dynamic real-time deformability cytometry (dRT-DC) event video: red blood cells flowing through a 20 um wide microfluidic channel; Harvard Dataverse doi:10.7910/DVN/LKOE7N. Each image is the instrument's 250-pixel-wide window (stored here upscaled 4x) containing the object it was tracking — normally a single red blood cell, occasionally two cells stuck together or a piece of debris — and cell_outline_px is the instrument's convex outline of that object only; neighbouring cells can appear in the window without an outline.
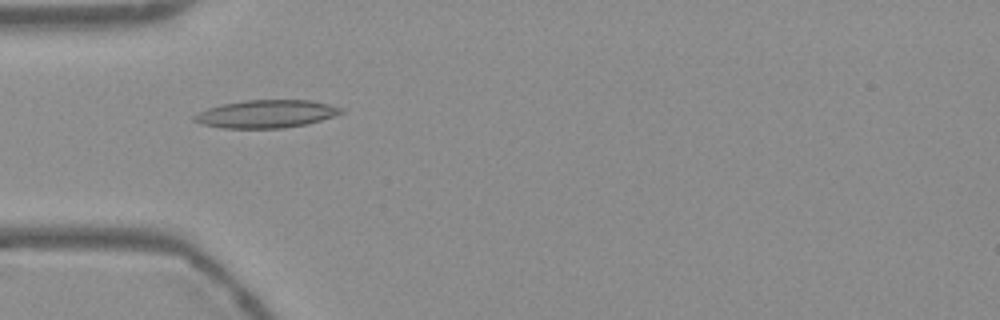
{"species": "Egyptian fruit bat (a non-hibernating species)", "species_latin": "Rousettus aegyptiacus", "temperature_condition": "warm", "stored_images_in_passage": 53, "camera_frame_rate_fps": 3000, "um_per_image_px": 0.085, "frame": {"image": 1, "passage_image": 16, "time_ms": 5.0, "image_size_px": [1000, 320], "cell_outline_px": [[344, 112], [320, 120], [304, 124], [284, 128], [224, 128], [200, 124], [192, 120], [192, 116], [208, 108], [224, 104], [244, 100], [312, 100], [344, 108]], "centroid_in_image_um": [22.61, 9.68], "position_along_channel_um": 62.4, "area_um2": 23.7}}
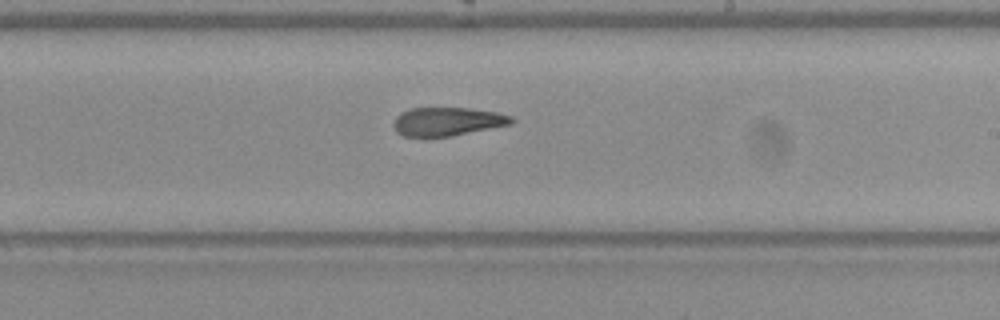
{"frame": {"image": 2, "passage_image": 31, "time_ms": 10.0, "image_size_px": [1000, 320], "cell_outline_px": [[516, 120], [512, 124], [452, 136], [404, 136], [396, 132], [392, 128], [392, 124], [396, 116], [400, 112], [408, 108], [468, 108], [496, 112], [512, 116]], "centroid_in_image_um": [38.01, 10.32], "position_along_channel_um": 251.0, "area_um2": 19.77}}
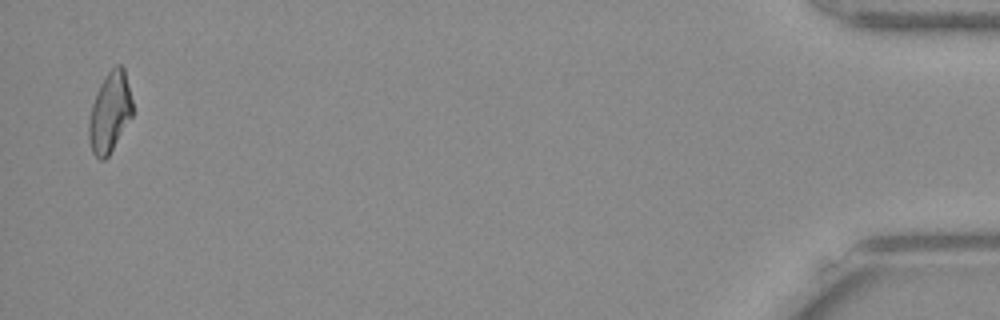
{"frame": {"image": 3, "passage_image": 52, "time_ms": 17.0, "image_size_px": [1000, 320], "cell_outline_px": [[132, 116], [108, 156], [104, 160], [100, 160], [92, 152], [88, 140], [88, 124], [92, 104], [96, 92], [104, 76], [116, 64], [120, 64], [124, 68], [132, 100]], "centroid_in_image_um": [9.32, 9.54], "position_along_channel_um": 425.9, "area_um2": 20.35}, "authors_computed_cell_mechanics": {"area_um2": 20.808, "velocity_mm_per_s": 3.7819, "shape_relaxation_time_tau1_ms": null, "shape_relaxation_time_tau2_ms": 3.5405, "deformation_change_tau1": null, "deformation_change_tau2": 0.1338}}